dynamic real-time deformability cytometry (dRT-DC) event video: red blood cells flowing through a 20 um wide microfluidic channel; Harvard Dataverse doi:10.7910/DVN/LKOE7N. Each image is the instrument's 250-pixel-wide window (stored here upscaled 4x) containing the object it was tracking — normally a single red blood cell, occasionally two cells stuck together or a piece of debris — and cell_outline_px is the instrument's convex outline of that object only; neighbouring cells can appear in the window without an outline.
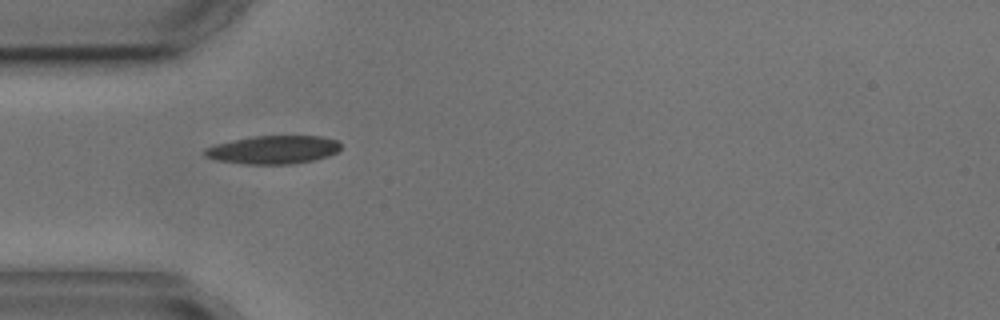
{"species": "common noctule bat (a hibernating species)", "species_latin": "Nyctalus noctula", "temperature_condition": "cold", "stored_images_in_passage": 6, "camera_frame_rate_fps": 3000, "um_per_image_px": 0.085, "animal": {"sex": "male", "body_mass_g": 17.9, "forearm_length_mm": 54.2}, "frame": {"image": 1, "passage_image": 5, "time_ms": 4.667, "image_size_px": [1000, 320], "cell_outline_px": [[340, 148], [336, 152], [328, 156], [312, 160], [292, 164], [244, 164], [216, 160], [204, 156], [204, 148], [212, 144], [252, 136], [320, 136], [336, 140], [340, 144]], "centroid_in_image_um": [23.17, 12.72], "position_along_channel_um": 61.8, "area_um2": 22.48}}